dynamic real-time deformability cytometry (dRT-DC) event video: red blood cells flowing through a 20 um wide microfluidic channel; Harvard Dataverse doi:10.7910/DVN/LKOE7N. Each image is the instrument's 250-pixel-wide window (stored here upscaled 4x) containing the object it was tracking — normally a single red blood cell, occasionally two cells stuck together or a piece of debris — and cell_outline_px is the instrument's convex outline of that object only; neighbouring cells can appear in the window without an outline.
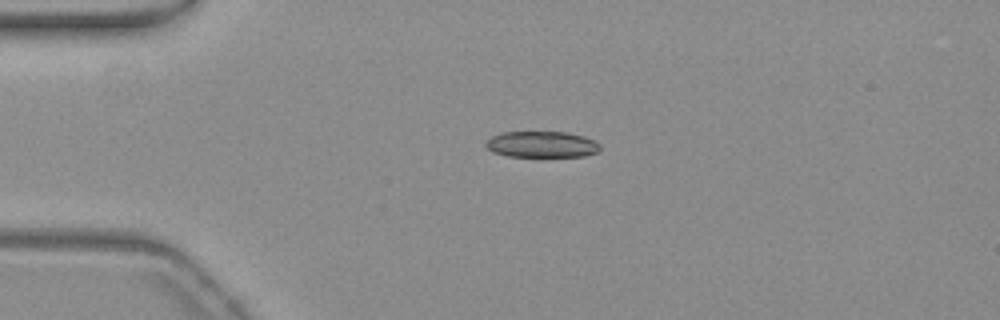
{"species": "common noctule bat (a hibernating species)", "species_latin": "Nyctalus noctula", "temperature_condition": "warm", "stored_images_in_passage": 36, "camera_frame_rate_fps": 3000, "um_per_image_px": 0.085, "animal": {"sex": "female", "body_mass_g": 19.3, "forearm_length_mm": 54.1}, "frame": {"image": 1, "passage_image": 1, "time_ms": 0.0, "image_size_px": [1000, 320], "cell_outline_px": [[600, 152], [584, 156], [540, 160], [508, 156], [492, 152], [484, 144], [492, 136], [504, 132], [564, 132], [584, 136], [600, 144]], "centroid_in_image_um": [46.08, 12.34], "position_along_channel_um": 38.9, "area_um2": 18.44}}
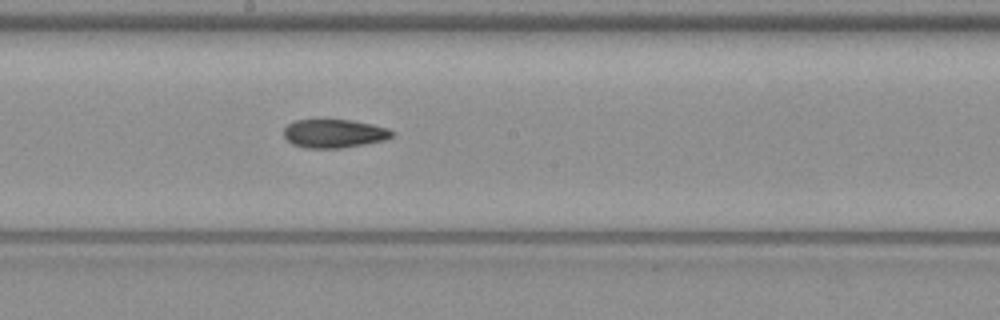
{"frame": {"image": 2, "passage_image": 18, "time_ms": 5.667, "image_size_px": [1000, 320], "cell_outline_px": [[392, 136], [384, 140], [364, 144], [340, 148], [304, 148], [292, 144], [284, 136], [284, 128], [288, 124], [296, 120], [352, 120], [372, 124], [388, 128], [392, 132]], "centroid_in_image_um": [28.37, 11.35], "position_along_channel_um": 219.8, "area_um2": 17.86}}
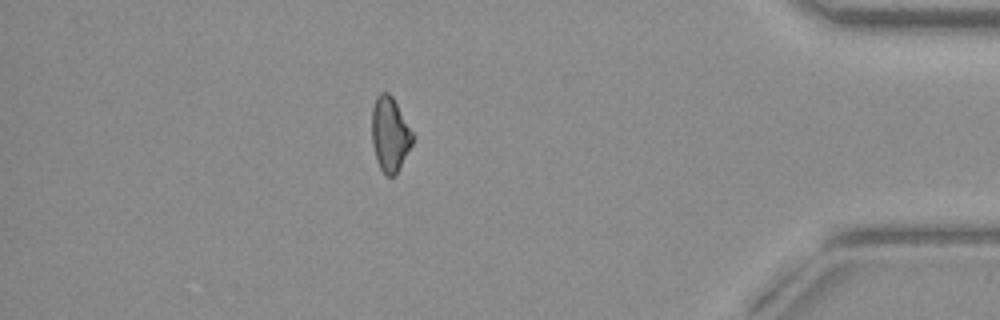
{"frame": {"image": 3, "passage_image": 36, "time_ms": 11.667, "image_size_px": [1000, 320], "cell_outline_px": [[412, 144], [396, 172], [392, 176], [384, 176], [376, 160], [372, 144], [372, 108], [376, 96], [380, 92], [388, 92], [392, 96], [412, 132]], "centroid_in_image_um": [33.1, 11.4], "position_along_channel_um": 402.1, "area_um2": 17.4}, "authors_computed_cell_mechanics": {"area_um2": 18.5827, "velocity_mm_per_s": 3.7533, "shape_relaxation_time_tau1_ms": null, "shape_relaxation_time_tau2_ms": 5.301, "deformation_change_tau1": null, "deformation_change_tau2": 0.118}}